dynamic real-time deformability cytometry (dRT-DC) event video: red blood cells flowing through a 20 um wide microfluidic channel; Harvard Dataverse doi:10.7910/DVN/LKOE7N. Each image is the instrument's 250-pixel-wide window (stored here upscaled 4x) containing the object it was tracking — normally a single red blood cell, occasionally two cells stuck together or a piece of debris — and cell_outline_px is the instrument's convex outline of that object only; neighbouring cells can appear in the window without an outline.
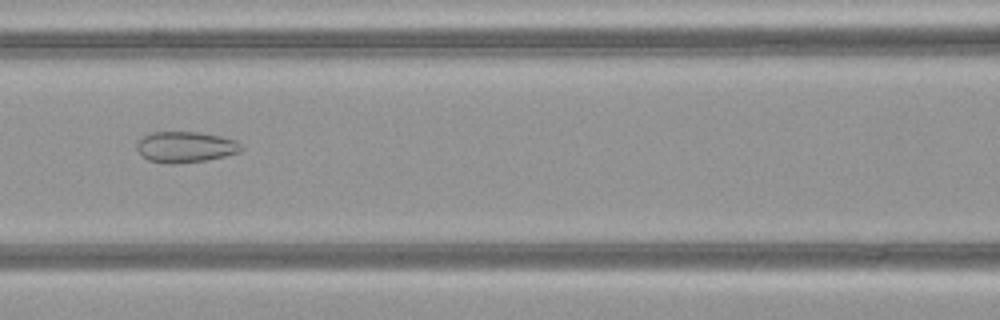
{"species": "common noctule bat (a hibernating species)", "species_latin": "Nyctalus noctula", "temperature_condition": "warm", "stored_images_in_passage": 38, "camera_frame_rate_fps": 3000, "um_per_image_px": 0.085, "animal": {"sex": "female", "body_mass_g": 21.9}, "frame": {"image": 1, "passage_image": 11, "time_ms": 3.333, "image_size_px": [1000, 320], "cell_outline_px": [[244, 148], [240, 152], [224, 156], [204, 160], [176, 164], [168, 164], [148, 160], [140, 156], [136, 148], [136, 144], [144, 136], [152, 132], [200, 132], [220, 136], [236, 140]], "centroid_in_image_um": [15.75, 12.5], "position_along_channel_um": 150.9, "area_um2": 18.9}}
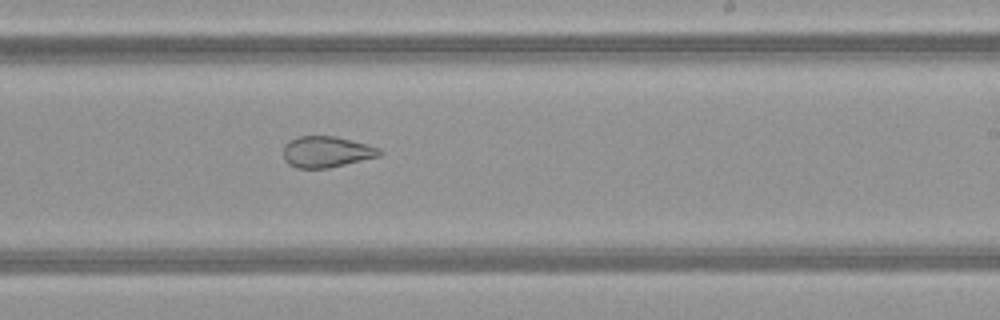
{"frame": {"image": 2, "passage_image": 19, "time_ms": 6.0, "image_size_px": [1000, 320], "cell_outline_px": [[384, 152], [380, 156], [328, 168], [296, 168], [288, 164], [284, 160], [284, 144], [300, 136], [336, 136], [368, 144], [380, 148]], "centroid_in_image_um": [27.78, 12.91], "position_along_channel_um": 261.2, "area_um2": 17.51}}
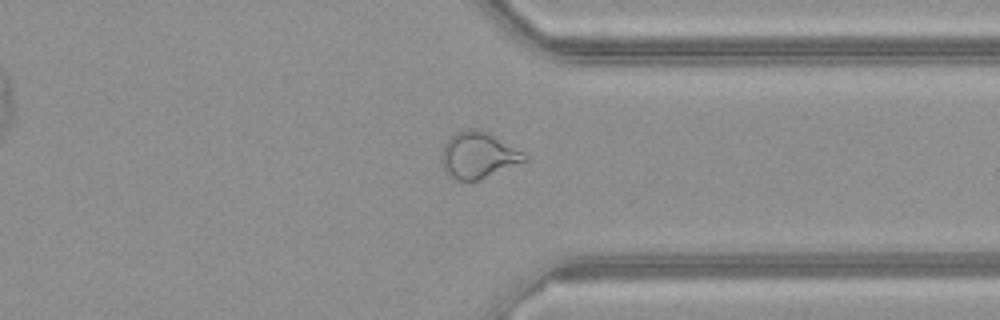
{"frame": {"image": 3, "passage_image": 27, "time_ms": 8.667, "image_size_px": [1000, 320], "cell_outline_px": [[528, 160], [480, 180], [456, 180], [444, 168], [444, 144], [456, 132], [468, 128], [472, 128], [488, 132], [524, 152], [528, 156]], "centroid_in_image_um": [40.72, 13.18], "position_along_channel_um": 370.7, "area_um2": 21.91}, "authors_computed_cell_mechanics": {"area_um2": 21.8484, "velocity_mm_per_s": 4.151, "shape_relaxation_time_tau1_ms": null, "shape_relaxation_time_tau2_ms": 1.5565, "deformation_change_tau1": null, "deformation_change_tau2": 0.0787}}